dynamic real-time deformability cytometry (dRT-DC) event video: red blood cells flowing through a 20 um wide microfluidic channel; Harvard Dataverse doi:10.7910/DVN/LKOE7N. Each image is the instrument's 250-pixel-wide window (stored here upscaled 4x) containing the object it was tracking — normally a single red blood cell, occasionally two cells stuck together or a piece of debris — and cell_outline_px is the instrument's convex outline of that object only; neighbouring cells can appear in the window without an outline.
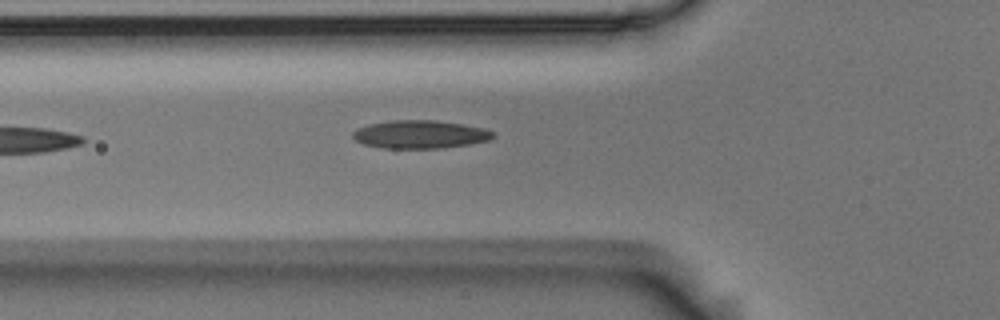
{"species": "Egyptian fruit bat (a non-hibernating species)", "species_latin": "Rousettus aegyptiacus", "temperature_condition": "room temperature", "stored_images_in_passage": 4, "camera_frame_rate_fps": 3000, "um_per_image_px": 0.085, "animal": {"sex": "male"}, "frame": {"image": 1, "passage_image": 4, "time_ms": 1.0, "image_size_px": [1000, 320], "cell_outline_px": [[496, 136], [492, 140], [468, 144], [440, 148], [384, 148], [364, 144], [356, 140], [352, 136], [352, 132], [368, 124], [392, 120], [436, 120], [484, 128], [492, 132]], "centroid_in_image_um": [35.72, 11.42], "position_along_channel_um": 90.1, "area_um2": 22.83}}